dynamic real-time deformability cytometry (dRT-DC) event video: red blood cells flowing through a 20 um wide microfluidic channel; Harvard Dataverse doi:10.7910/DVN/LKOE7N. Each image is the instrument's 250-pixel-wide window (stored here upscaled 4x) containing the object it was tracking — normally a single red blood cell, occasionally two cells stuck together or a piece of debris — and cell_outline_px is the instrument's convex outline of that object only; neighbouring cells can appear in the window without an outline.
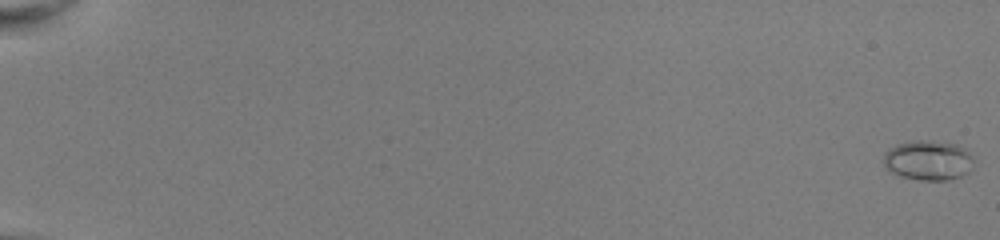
{"species": "common noctule bat (a hibernating species)", "species_latin": "Nyctalus noctula", "temperature_condition": "room temperature", "stored_images_in_passage": 53, "camera_frame_rate_fps": 3000, "um_per_image_px": 0.085, "animal": {"sex": "female", "body_mass_g": 22.0, "forearm_length_mm": 56.7}, "frame": {"image": 1, "passage_image": 1, "time_ms": 0.0, "image_size_px": [1000, 240], "cell_outline_px": [[972, 168], [968, 172], [960, 176], [948, 180], [920, 180], [900, 176], [892, 172], [884, 164], [884, 152], [888, 148], [896, 144], [912, 140], [920, 140], [956, 144], [964, 148], [972, 156]], "centroid_in_image_um": [78.88, 13.62], "position_along_channel_um": 6.1, "area_um2": 20.87}}
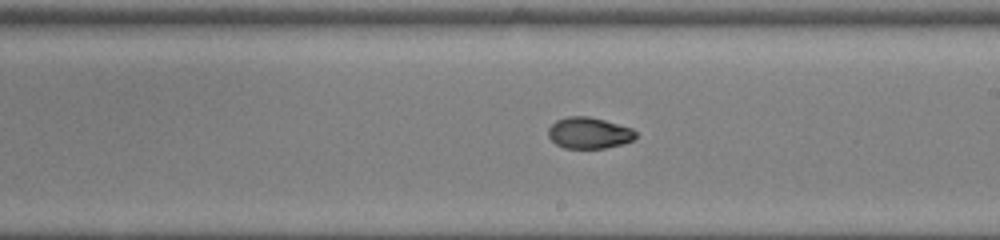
{"frame": {"image": 2, "passage_image": 34, "time_ms": 11.0, "image_size_px": [1000, 240], "cell_outline_px": [[636, 136], [632, 140], [620, 144], [604, 148], [564, 148], [556, 144], [548, 136], [548, 128], [556, 120], [568, 116], [588, 116], [604, 120], [632, 128], [636, 132]], "centroid_in_image_um": [50.04, 11.29], "position_along_channel_um": 239.0, "area_um2": 15.84}}
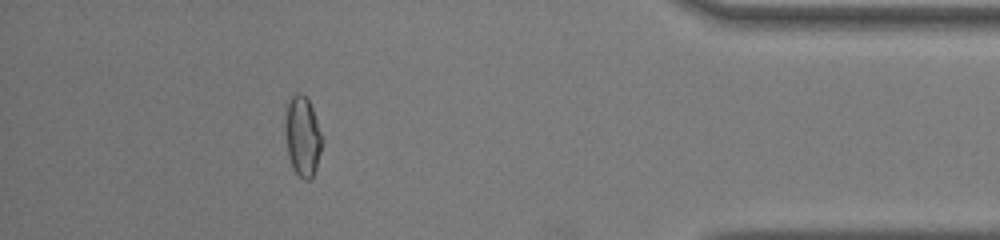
{"frame": {"image": 3, "passage_image": 49, "time_ms": 16.0, "image_size_px": [1000, 240], "cell_outline_px": [[324, 140], [316, 168], [312, 176], [308, 180], [304, 180], [292, 168], [288, 156], [284, 132], [284, 124], [288, 100], [296, 92], [300, 92], [308, 100], [312, 108], [324, 136]], "centroid_in_image_um": [25.72, 11.57], "position_along_channel_um": 409.5, "area_um2": 17.57}, "authors_computed_cell_mechanics": {"area_um2": 16.6464, "velocity_mm_per_s": 4.0659, "shape_relaxation_time_tau1_ms": 5.559, "shape_relaxation_time_tau2_ms": 1.6109, "deformation_change_tau1": 0.2047, "deformation_change_tau2": 0.0513}}